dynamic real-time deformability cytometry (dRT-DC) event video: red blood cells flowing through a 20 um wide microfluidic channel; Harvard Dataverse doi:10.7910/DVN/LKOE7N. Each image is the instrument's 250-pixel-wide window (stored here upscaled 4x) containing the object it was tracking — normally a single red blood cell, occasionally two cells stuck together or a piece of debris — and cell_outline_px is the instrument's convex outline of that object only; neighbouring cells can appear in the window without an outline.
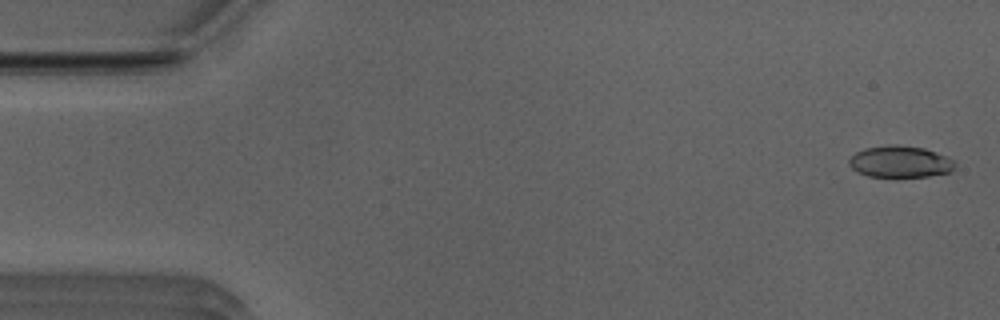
{"species": "Egyptian fruit bat (a non-hibernating species)", "species_latin": "Rousettus aegyptiacus", "temperature_condition": "room temperature", "stored_images_in_passage": 52, "camera_frame_rate_fps": 3000, "um_per_image_px": 0.085, "animal": {"sex": "male"}, "frame": {"image": 1, "passage_image": 2, "time_ms": 0.333, "image_size_px": [1000, 320], "cell_outline_px": [[956, 164], [952, 172], [928, 176], [896, 180], [868, 176], [856, 172], [848, 164], [848, 160], [856, 152], [864, 148], [888, 144], [896, 144], [924, 148], [948, 156]], "centroid_in_image_um": [76.5, 13.79], "position_along_channel_um": 8.5, "area_um2": 20.52}}
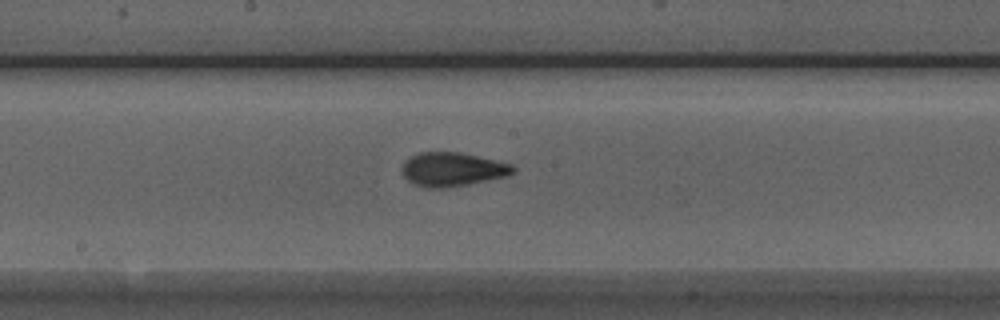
{"frame": {"image": 2, "passage_image": 27, "time_ms": 8.667, "image_size_px": [1000, 320], "cell_outline_px": [[516, 172], [508, 176], [468, 184], [440, 188], [428, 188], [416, 184], [408, 180], [404, 176], [400, 168], [404, 160], [420, 152], [460, 152], [512, 164], [516, 168]], "centroid_in_image_um": [38.46, 14.39], "position_along_channel_um": 209.7, "area_um2": 21.91}}
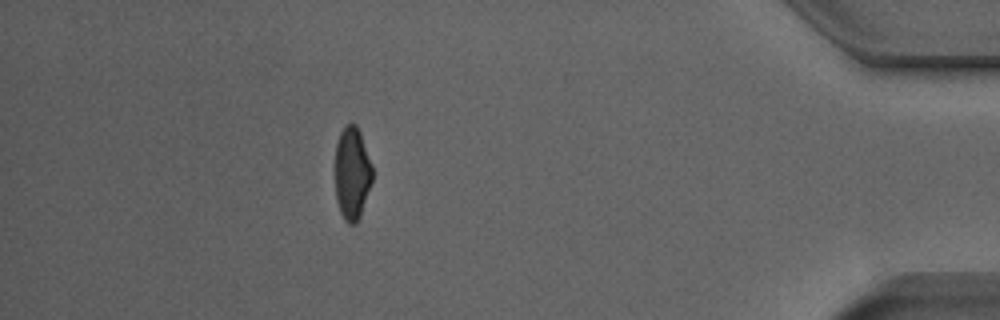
{"frame": {"image": 3, "passage_image": 46, "time_ms": 15.0, "image_size_px": [1000, 320], "cell_outline_px": [[372, 180], [360, 216], [352, 224], [348, 224], [344, 220], [340, 212], [336, 200], [336, 144], [340, 132], [348, 124], [356, 124], [360, 132], [372, 164]], "centroid_in_image_um": [29.93, 14.73], "position_along_channel_um": 405.3, "area_um2": 19.88}, "authors_computed_cell_mechanics": {"area_um2": 20.6346, "velocity_mm_per_s": 3.9665, "shape_relaxation_time_tau1_ms": 5.1726, "shape_relaxation_time_tau2_ms": 1.4993, "deformation_change_tau1": 0.179, "deformation_change_tau2": 0.0771}}